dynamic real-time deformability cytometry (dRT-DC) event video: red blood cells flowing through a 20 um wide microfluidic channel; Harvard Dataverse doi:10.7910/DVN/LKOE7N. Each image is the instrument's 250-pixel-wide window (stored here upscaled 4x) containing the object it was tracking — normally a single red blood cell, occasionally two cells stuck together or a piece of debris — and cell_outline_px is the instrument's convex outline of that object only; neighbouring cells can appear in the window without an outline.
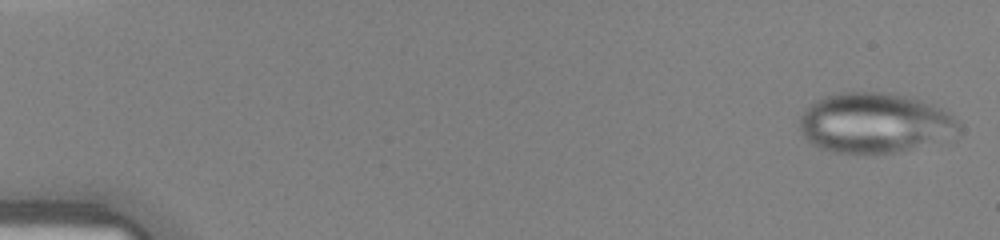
{"species": "human", "species_latin": "Homo sapiens", "temperature_condition": "warm", "stored_images_in_passage": 40, "camera_frame_rate_fps": 3000, "um_per_image_px": 0.085, "donor": {"sex": "female"}, "frame": {"image": 1, "passage_image": 1, "time_ms": 0.0, "image_size_px": [1000, 240], "cell_outline_px": [[960, 132], [956, 140], [896, 152], [864, 156], [832, 152], [820, 148], [812, 144], [800, 132], [800, 116], [816, 100], [824, 96], [836, 92], [880, 92], [916, 96], [948, 112], [960, 124]], "centroid_in_image_um": [74.44, 10.49], "position_along_channel_um": 10.6, "area_um2": 57.57}}
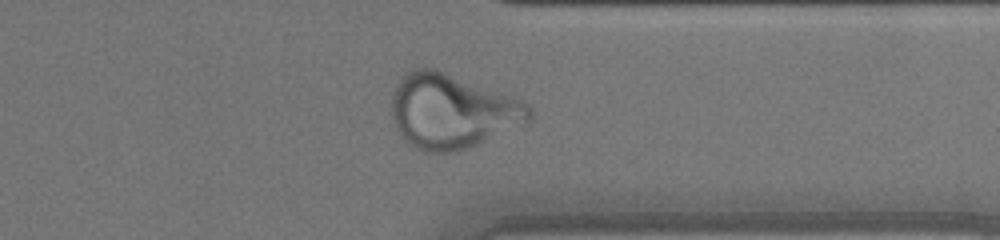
{"frame": {"image": 2, "passage_image": 34, "time_ms": 11.0, "image_size_px": [1000, 240], "cell_outline_px": [[532, 116], [528, 120], [468, 148], [456, 152], [424, 152], [408, 144], [400, 136], [392, 120], [392, 96], [396, 84], [400, 76], [412, 68], [436, 68], [520, 100], [528, 104], [532, 108]], "centroid_in_image_um": [38.33, 9.44], "position_along_channel_um": 373.1, "area_um2": 59.36}}